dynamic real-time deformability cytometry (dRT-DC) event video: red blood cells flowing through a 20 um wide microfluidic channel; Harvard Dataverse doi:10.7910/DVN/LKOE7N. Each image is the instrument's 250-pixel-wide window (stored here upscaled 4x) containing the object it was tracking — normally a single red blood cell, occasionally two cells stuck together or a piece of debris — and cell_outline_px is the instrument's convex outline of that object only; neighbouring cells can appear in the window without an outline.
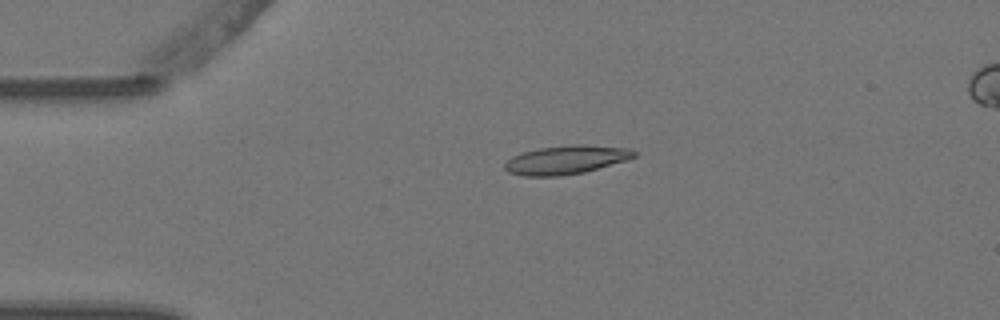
{"species": "Egyptian fruit bat (a non-hibernating species)", "species_latin": "Rousettus aegyptiacus", "temperature_condition": "warm", "stored_images_in_passage": 5, "segment_of_instrument_passage": [1, 2], "camera_frame_rate_fps": 3000, "um_per_image_px": 0.085, "animal": {"sex": "female"}, "frame": {"image": 1, "passage_image": 3, "time_ms": 0.667, "image_size_px": [1000, 320], "cell_outline_px": [[636, 156], [628, 160], [584, 172], [560, 176], [524, 176], [508, 172], [504, 168], [504, 164], [512, 156], [524, 152], [540, 148], [572, 144], [584, 144], [632, 148], [636, 152]], "centroid_in_image_um": [48.16, 13.58], "position_along_channel_um": 36.8, "area_um2": 21.73}}